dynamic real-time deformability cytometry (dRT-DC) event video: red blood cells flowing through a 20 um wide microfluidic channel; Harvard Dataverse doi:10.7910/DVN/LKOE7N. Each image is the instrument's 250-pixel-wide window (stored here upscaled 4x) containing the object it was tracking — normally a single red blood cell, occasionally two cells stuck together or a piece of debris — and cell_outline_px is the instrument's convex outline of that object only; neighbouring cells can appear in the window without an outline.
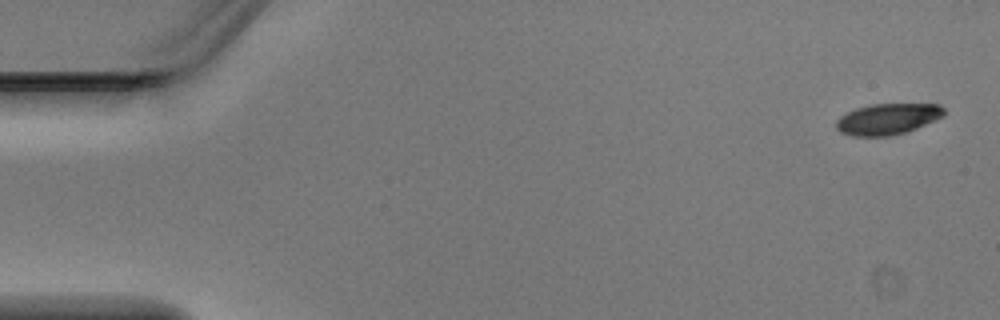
{"species": "Egyptian fruit bat (a non-hibernating species)", "species_latin": "Rousettus aegyptiacus", "temperature_condition": "warm", "stored_images_in_passage": 5, "camera_frame_rate_fps": 3000, "um_per_image_px": 0.085, "animal": {"sex": "male"}, "frame": {"image": 1, "passage_image": 1, "time_ms": 0.0, "image_size_px": [1000, 320], "cell_outline_px": [[944, 116], [936, 120], [916, 128], [904, 132], [888, 136], [852, 136], [840, 132], [836, 128], [836, 120], [840, 116], [856, 108], [872, 104], [940, 104], [944, 108]], "centroid_in_image_um": [75.44, 10.11], "position_along_channel_um": 9.6, "area_um2": 19.48}}
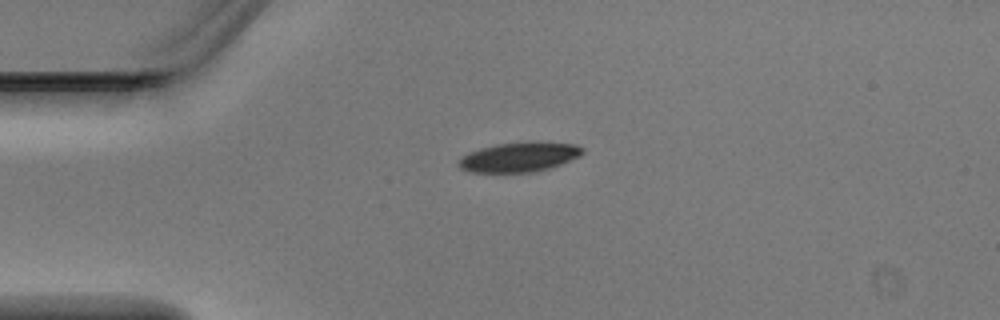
{"frame": {"image": 2, "passage_image": 4, "time_ms": 1.0, "image_size_px": [1000, 320], "cell_outline_px": [[584, 152], [580, 156], [560, 164], [536, 172], [468, 172], [460, 168], [456, 164], [460, 156], [468, 152], [480, 148], [496, 144], [532, 140], [576, 144], [584, 148]], "centroid_in_image_um": [44.11, 13.32], "position_along_channel_um": 40.9, "area_um2": 21.91}}